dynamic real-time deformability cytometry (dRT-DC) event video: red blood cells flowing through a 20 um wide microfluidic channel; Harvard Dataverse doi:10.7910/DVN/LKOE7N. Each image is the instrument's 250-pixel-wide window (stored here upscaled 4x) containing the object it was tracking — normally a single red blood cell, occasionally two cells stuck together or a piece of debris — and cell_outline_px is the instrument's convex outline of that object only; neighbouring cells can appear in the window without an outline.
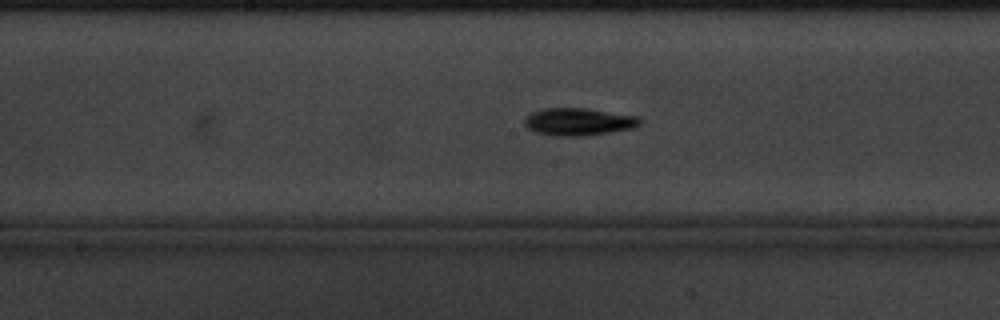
{"species": "common noctule bat (a hibernating species)", "species_latin": "Nyctalus noctula", "temperature_condition": "cold", "stored_images_in_passage": 43, "camera_frame_rate_fps": 3000, "um_per_image_px": 0.085, "animal": {"sex": "male", "body_mass_g": 20.1, "forearm_length_mm": 53.5}, "frame": {"image": 1, "passage_image": 13, "time_ms": 4.0, "image_size_px": [1000, 320], "cell_outline_px": [[640, 124], [636, 128], [580, 136], [552, 136], [536, 132], [528, 128], [524, 124], [524, 120], [532, 112], [544, 108], [584, 108], [636, 116], [640, 120]], "centroid_in_image_um": [49.15, 10.35], "position_along_channel_um": 199.0, "area_um2": 18.26}}
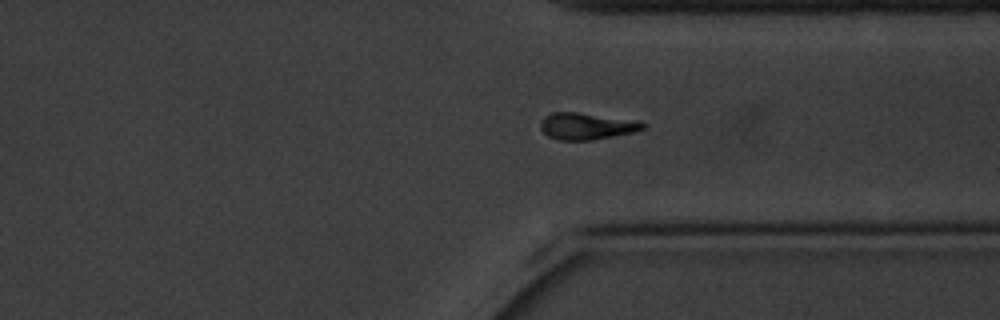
{"frame": {"image": 2, "passage_image": 28, "time_ms": 9.0, "image_size_px": [1000, 320], "cell_outline_px": [[644, 128], [632, 132], [592, 140], [560, 140], [548, 136], [540, 128], [540, 120], [544, 116], [552, 112], [576, 112], [640, 120], [644, 124]], "centroid_in_image_um": [49.83, 10.71], "position_along_channel_um": 361.6, "area_um2": 15.95}}
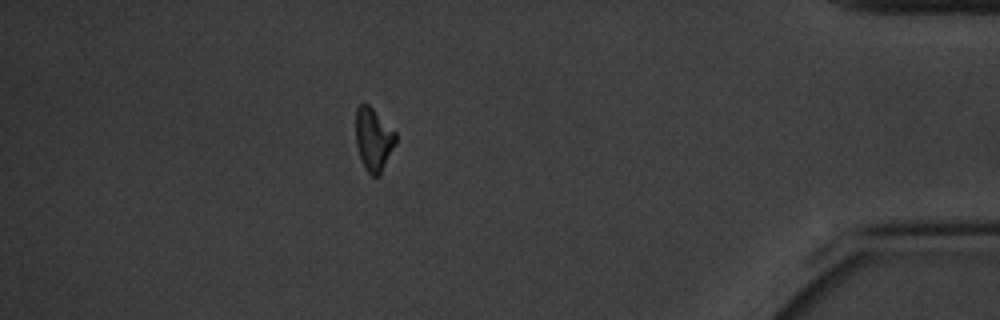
{"frame": {"image": 3, "passage_image": 36, "time_ms": 11.667, "image_size_px": [1000, 320], "cell_outline_px": [[396, 144], [380, 176], [372, 176], [364, 168], [360, 160], [356, 144], [356, 108], [360, 104], [368, 104], [396, 132]], "centroid_in_image_um": [31.75, 11.88], "position_along_channel_um": 403.4, "area_um2": 14.8}}